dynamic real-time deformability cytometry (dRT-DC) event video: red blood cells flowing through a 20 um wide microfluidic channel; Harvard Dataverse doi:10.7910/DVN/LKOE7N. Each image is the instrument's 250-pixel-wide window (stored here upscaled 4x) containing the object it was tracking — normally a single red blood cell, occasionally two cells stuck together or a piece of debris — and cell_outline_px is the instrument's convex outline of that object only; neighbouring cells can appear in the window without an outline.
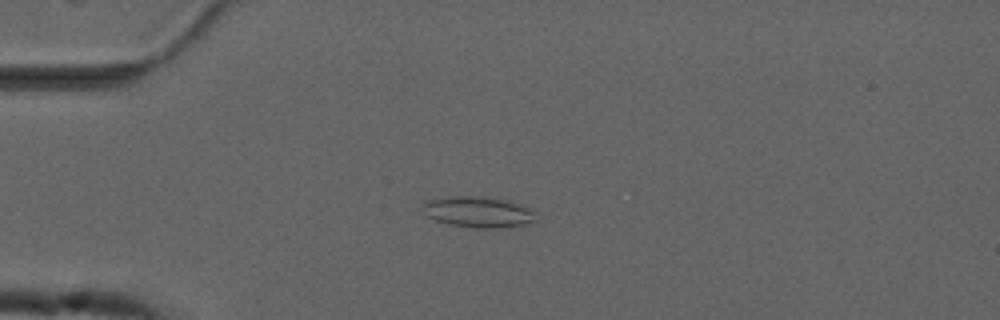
{"species": "common noctule bat (a hibernating species)", "species_latin": "Nyctalus noctula", "temperature_condition": "cold", "stored_images_in_passage": 51, "camera_frame_rate_fps": 3000, "um_per_image_px": 0.085, "animal": {"sex": "male", "forearm_length_mm": 52.5}, "frame": {"image": 1, "passage_image": 10, "time_ms": 3.0, "image_size_px": [1000, 320], "cell_outline_px": [[536, 220], [524, 224], [500, 228], [476, 228], [448, 224], [436, 220], [428, 216], [424, 204], [424, 200], [452, 196], [484, 196], [508, 200], [520, 204], [536, 212]], "centroid_in_image_um": [40.69, 18.01], "position_along_channel_um": 44.3, "area_um2": 20.35}}
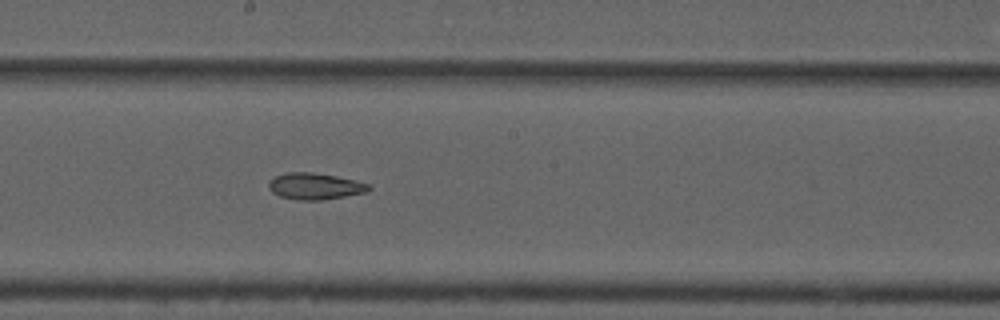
{"frame": {"image": 2, "passage_image": 26, "time_ms": 8.333, "image_size_px": [1000, 320], "cell_outline_px": [[372, 188], [368, 192], [320, 200], [296, 200], [280, 196], [272, 192], [268, 188], [268, 184], [276, 176], [288, 172], [308, 172], [336, 176], [372, 184]], "centroid_in_image_um": [26.81, 15.83], "position_along_channel_um": 221.4, "area_um2": 15.37}}
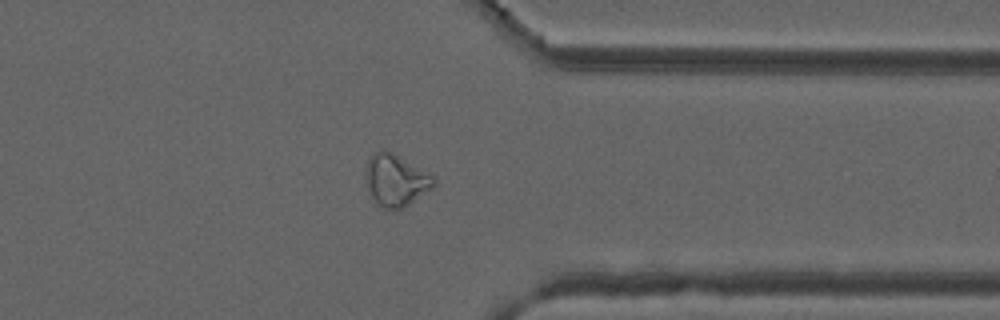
{"frame": {"image": 3, "passage_image": 39, "time_ms": 12.667, "image_size_px": [1000, 320], "cell_outline_px": [[436, 184], [432, 188], [408, 204], [400, 208], [384, 208], [372, 196], [368, 188], [364, 172], [364, 168], [368, 160], [376, 152], [392, 152], [436, 176]], "centroid_in_image_um": [33.67, 15.3], "position_along_channel_um": 377.7, "area_um2": 20.11}, "authors_computed_cell_mechanics": {"area_um2": 19.1318, "velocity_mm_per_s": 3.7308, "shape_relaxation_time_tau1_ms": null, "shape_relaxation_time_tau2_ms": 6.0969, "deformation_change_tau1": null, "deformation_change_tau2": 0.147}}